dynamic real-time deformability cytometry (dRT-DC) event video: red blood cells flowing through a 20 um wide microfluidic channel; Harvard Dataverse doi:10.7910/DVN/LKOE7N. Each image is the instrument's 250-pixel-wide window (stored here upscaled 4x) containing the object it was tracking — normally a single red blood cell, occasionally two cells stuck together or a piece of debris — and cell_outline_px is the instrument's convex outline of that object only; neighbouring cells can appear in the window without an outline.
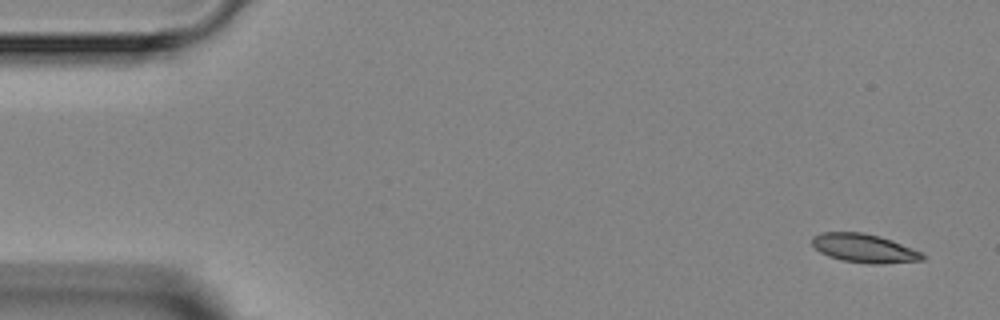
{"species": "Egyptian fruit bat (a non-hibernating species)", "species_latin": "Rousettus aegyptiacus", "temperature_condition": "room temperature", "stored_images_in_passage": 5, "camera_frame_rate_fps": 3000, "um_per_image_px": 0.085, "animal": {"sex": "female"}, "frame": {"image": 1, "passage_image": 1, "time_ms": 0.0, "image_size_px": [1000, 320], "cell_outline_px": [[924, 260], [884, 264], [872, 264], [844, 260], [828, 256], [820, 252], [812, 244], [812, 236], [820, 232], [864, 232], [880, 236], [892, 240], [924, 252]], "centroid_in_image_um": [73.49, 21.09], "position_along_channel_um": 11.5, "area_um2": 18.61}}
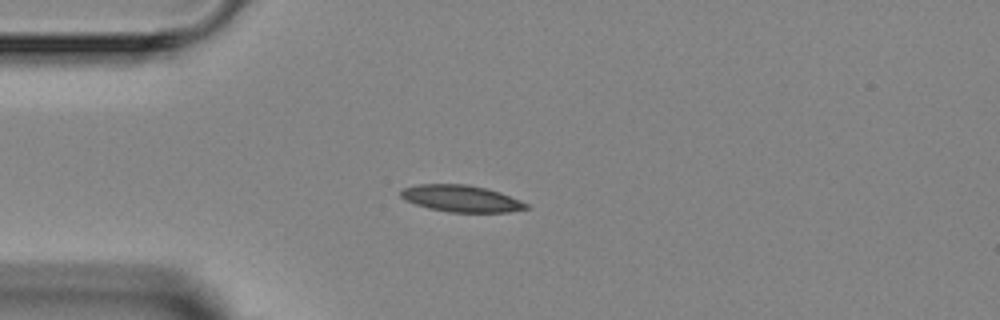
{"frame": {"image": 2, "passage_image": 4, "time_ms": 3.333, "image_size_px": [1000, 320], "cell_outline_px": [[528, 208], [508, 212], [448, 212], [428, 208], [404, 200], [400, 196], [400, 192], [404, 188], [420, 184], [468, 184], [500, 192], [520, 200], [528, 204]], "centroid_in_image_um": [39.19, 16.88], "position_along_channel_um": 45.8, "area_um2": 19.42}}